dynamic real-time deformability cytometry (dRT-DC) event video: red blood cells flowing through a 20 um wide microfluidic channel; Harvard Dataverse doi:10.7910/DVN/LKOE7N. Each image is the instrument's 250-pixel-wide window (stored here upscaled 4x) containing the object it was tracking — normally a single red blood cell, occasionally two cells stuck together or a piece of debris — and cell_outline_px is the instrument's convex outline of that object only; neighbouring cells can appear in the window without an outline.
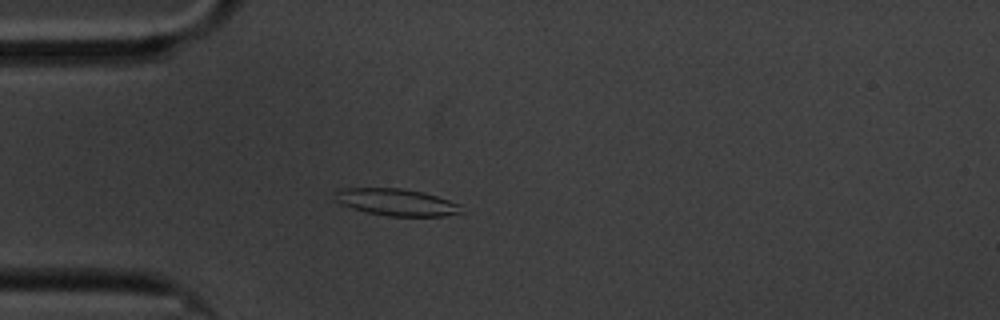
{"species": "common noctule bat (a hibernating species)", "species_latin": "Nyctalus noctula", "temperature_condition": "cold", "stored_images_in_passage": 59, "camera_frame_rate_fps": 3000, "um_per_image_px": 0.085, "animal": {"sex": "male", "body_mass_g": 20.1, "forearm_length_mm": 53.5}, "frame": {"image": 1, "passage_image": 16, "time_ms": 5.0, "image_size_px": [1000, 320], "cell_outline_px": [[464, 212], [444, 216], [388, 216], [368, 212], [352, 208], [340, 204], [336, 200], [336, 192], [340, 188], [400, 188], [424, 192], [460, 204]], "centroid_in_image_um": [33.72, 17.19], "position_along_channel_um": 51.3, "area_um2": 19.77}}
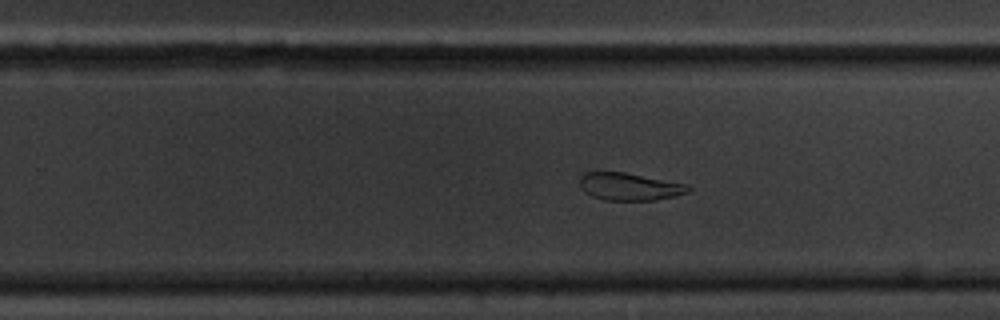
{"frame": {"image": 2, "passage_image": 37, "time_ms": 12.0, "image_size_px": [1000, 320], "cell_outline_px": [[692, 188], [688, 192], [676, 196], [656, 200], [604, 200], [592, 196], [580, 184], [580, 176], [584, 172], [624, 172], [688, 184]], "centroid_in_image_um": [53.56, 15.86], "position_along_channel_um": 276.2, "area_um2": 17.28}}
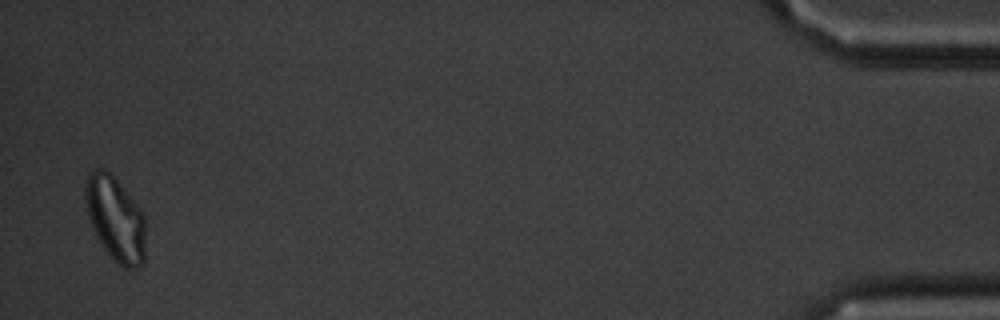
{"frame": {"image": 3, "passage_image": 58, "time_ms": 19.0, "image_size_px": [1000, 320], "cell_outline_px": [[144, 264], [128, 272], [116, 264], [112, 260], [96, 236], [92, 228], [88, 216], [84, 200], [84, 184], [92, 168], [104, 168], [116, 180], [144, 212]], "centroid_in_image_um": [9.79, 18.64], "position_along_channel_um": 425.4, "area_um2": 30.11}}